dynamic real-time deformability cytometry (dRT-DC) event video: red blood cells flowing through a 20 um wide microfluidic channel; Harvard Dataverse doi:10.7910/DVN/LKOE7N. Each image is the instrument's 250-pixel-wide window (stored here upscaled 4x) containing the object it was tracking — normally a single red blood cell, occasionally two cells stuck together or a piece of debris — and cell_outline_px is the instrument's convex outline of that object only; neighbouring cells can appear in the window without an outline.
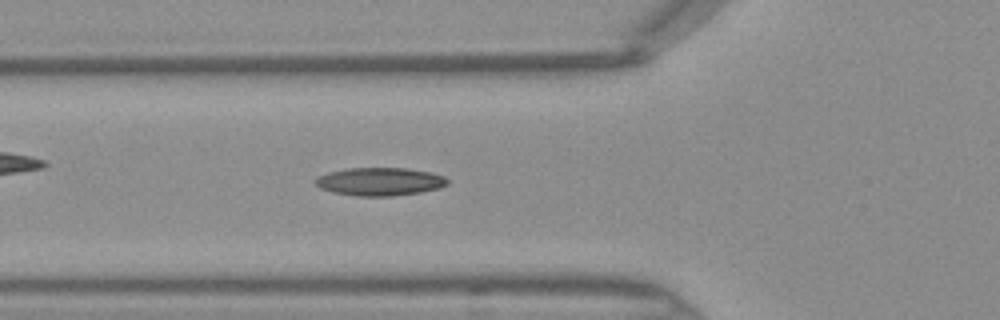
{"species": "Egyptian fruit bat (a non-hibernating species)", "species_latin": "Rousettus aegyptiacus", "temperature_condition": "warm", "stored_images_in_passage": 41, "camera_frame_rate_fps": 3000, "um_per_image_px": 0.085, "frame": {"image": 1, "passage_image": 14, "time_ms": 4.333, "image_size_px": [1000, 320], "cell_outline_px": [[448, 184], [440, 188], [420, 192], [392, 196], [356, 196], [332, 192], [320, 188], [312, 180], [316, 176], [328, 172], [348, 168], [408, 168], [432, 172], [444, 176], [448, 180]], "centroid_in_image_um": [32.26, 15.43], "position_along_channel_um": 93.5, "area_um2": 21.85}}
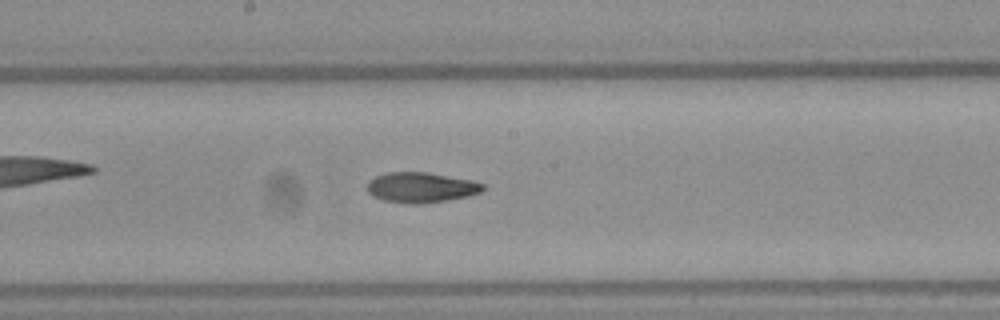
{"frame": {"image": 2, "passage_image": 22, "time_ms": 7.0, "image_size_px": [1000, 320], "cell_outline_px": [[484, 188], [480, 192], [468, 196], [420, 204], [408, 204], [384, 200], [372, 196], [368, 192], [368, 180], [384, 172], [428, 172], [472, 180], [484, 184]], "centroid_in_image_um": [35.76, 15.92], "position_along_channel_um": 212.4, "area_um2": 20.4}}
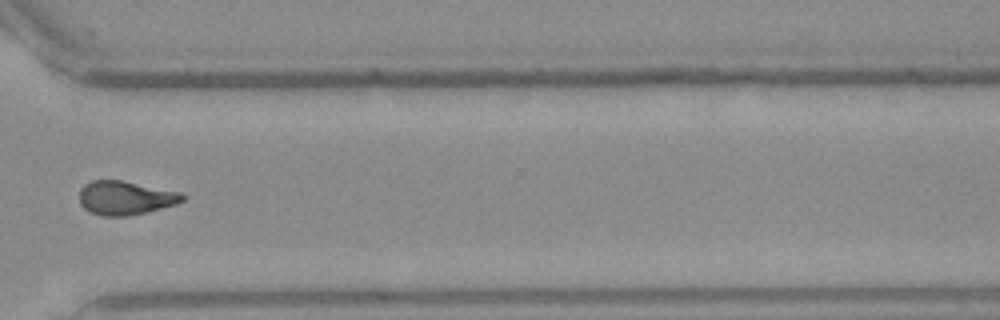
{"frame": {"image": 3, "passage_image": 32, "time_ms": 10.333, "image_size_px": [1000, 320], "cell_outline_px": [[188, 196], [184, 200], [176, 204], [148, 212], [128, 216], [100, 216], [88, 212], [80, 204], [80, 188], [84, 184], [92, 180], [120, 180], [180, 192]], "centroid_in_image_um": [10.65, 16.83], "position_along_channel_um": 360.0, "area_um2": 20.52}}